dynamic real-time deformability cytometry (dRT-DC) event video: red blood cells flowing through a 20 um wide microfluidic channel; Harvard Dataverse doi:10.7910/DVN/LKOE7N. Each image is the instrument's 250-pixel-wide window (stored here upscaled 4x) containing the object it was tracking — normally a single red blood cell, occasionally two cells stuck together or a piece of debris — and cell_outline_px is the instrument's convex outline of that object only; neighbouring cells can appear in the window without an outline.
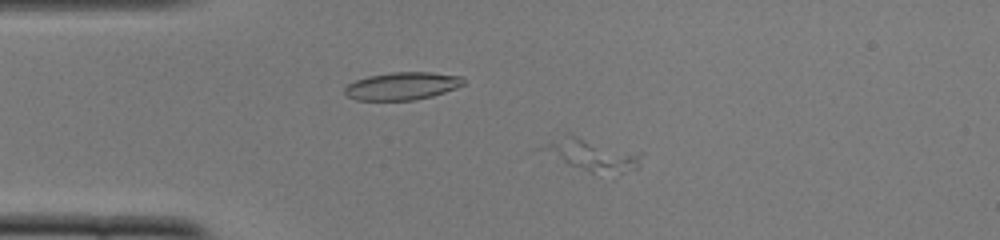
{"species": "common noctule bat (a hibernating species)", "species_latin": "Nyctalus noctula", "temperature_condition": "cold", "stored_images_in_passage": 51, "camera_frame_rate_fps": 3000, "um_per_image_px": 0.085, "animal": {"sex": "female", "body_mass_g": 22.0, "forearm_length_mm": 56.7}, "frame": {"image": 1, "passage_image": 10, "time_ms": 3.0, "image_size_px": [1000, 240], "cell_outline_px": [[644, 152], [640, 168], [620, 176], [616, 176], [592, 172], [568, 164], [540, 148], [564, 132], [572, 132]], "centroid_in_image_um": [50.52, 13.12], "position_along_channel_um": 34.5, "area_um2": 19.65}}
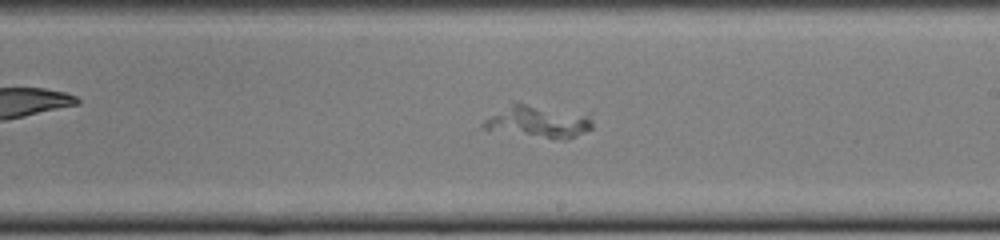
{"frame": {"image": 2, "passage_image": 29, "time_ms": 9.333, "image_size_px": [1000, 240], "cell_outline_px": [[592, 128], [568, 140], [560, 140], [484, 128], [484, 120], [512, 104], [524, 104], [588, 112], [592, 120]], "centroid_in_image_um": [45.93, 10.34], "position_along_channel_um": 243.1, "area_um2": 19.94}}
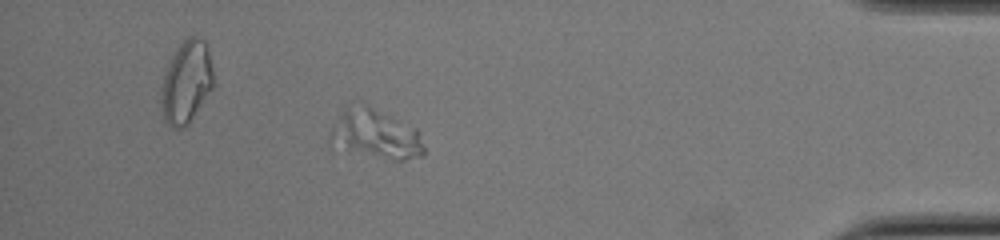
{"frame": {"image": 3, "passage_image": 45, "time_ms": 14.667, "image_size_px": [1000, 240], "cell_outline_px": [[424, 156], [404, 160], [396, 160], [348, 148], [328, 140], [328, 132], [344, 108], [348, 104], [360, 100], [416, 128], [420, 132], [424, 148]], "centroid_in_image_um": [31.95, 11.31], "position_along_channel_um": 403.2, "area_um2": 26.59}}